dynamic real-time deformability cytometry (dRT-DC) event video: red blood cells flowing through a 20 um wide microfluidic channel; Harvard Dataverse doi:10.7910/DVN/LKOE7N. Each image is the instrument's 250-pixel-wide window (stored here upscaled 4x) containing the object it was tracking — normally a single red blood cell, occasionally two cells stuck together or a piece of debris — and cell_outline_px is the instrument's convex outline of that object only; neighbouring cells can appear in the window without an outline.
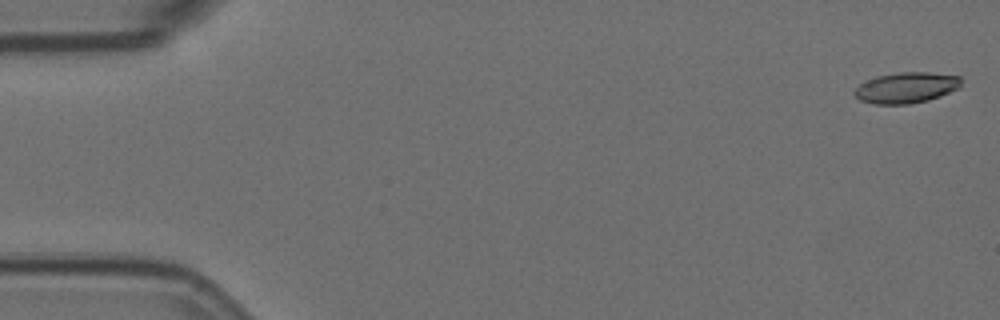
{"species": "Egyptian fruit bat (a non-hibernating species)", "species_latin": "Rousettus aegyptiacus", "temperature_condition": "room temperature", "stored_images_in_passage": 9, "camera_frame_rate_fps": 3000, "um_per_image_px": 0.085, "animal": {"sex": "female"}, "frame": {"image": 1, "passage_image": 1, "time_ms": 0.0, "image_size_px": [1000, 320], "cell_outline_px": [[960, 88], [940, 96], [928, 100], [908, 104], [872, 104], [860, 100], [852, 92], [860, 84], [876, 76], [900, 72], [928, 72], [960, 76]], "centroid_in_image_um": [77.03, 7.45], "position_along_channel_um": 8.0, "area_um2": 19.13}}
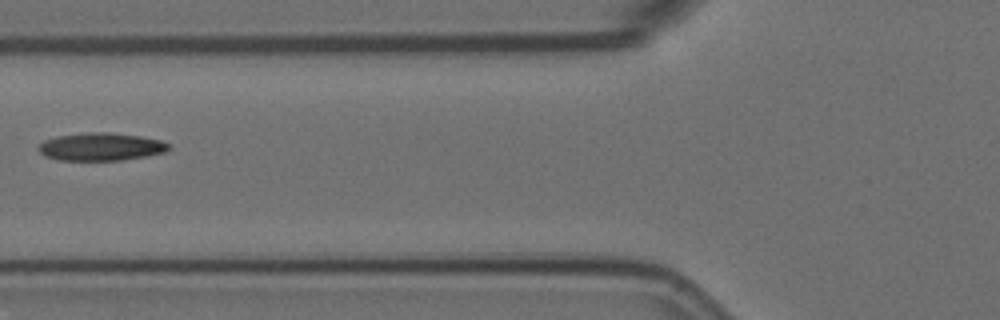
{"frame": {"image": 2, "passage_image": 7, "time_ms": 2.0, "image_size_px": [1000, 320], "cell_outline_px": [[172, 148], [164, 152], [144, 156], [120, 160], [60, 160], [44, 156], [36, 148], [44, 140], [56, 136], [88, 132], [108, 132], [140, 136], [160, 140], [168, 144]], "centroid_in_image_um": [8.54, 12.47], "position_along_channel_um": 117.3, "area_um2": 21.04}}
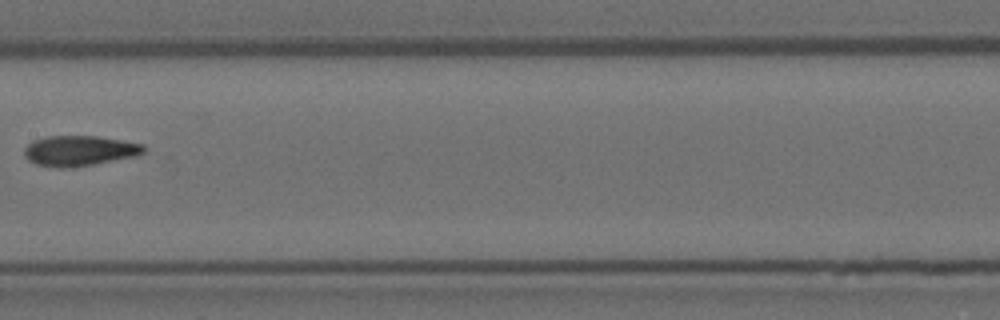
{"frame": {"image": 3, "passage_image": 9, "time_ms": 2.667, "image_size_px": [1000, 320], "cell_outline_px": [[144, 152], [136, 156], [92, 164], [64, 168], [60, 168], [36, 164], [28, 160], [24, 156], [24, 148], [32, 140], [48, 136], [96, 136], [144, 144]], "centroid_in_image_um": [6.71, 12.81], "position_along_channel_um": 200.7, "area_um2": 20.92}}